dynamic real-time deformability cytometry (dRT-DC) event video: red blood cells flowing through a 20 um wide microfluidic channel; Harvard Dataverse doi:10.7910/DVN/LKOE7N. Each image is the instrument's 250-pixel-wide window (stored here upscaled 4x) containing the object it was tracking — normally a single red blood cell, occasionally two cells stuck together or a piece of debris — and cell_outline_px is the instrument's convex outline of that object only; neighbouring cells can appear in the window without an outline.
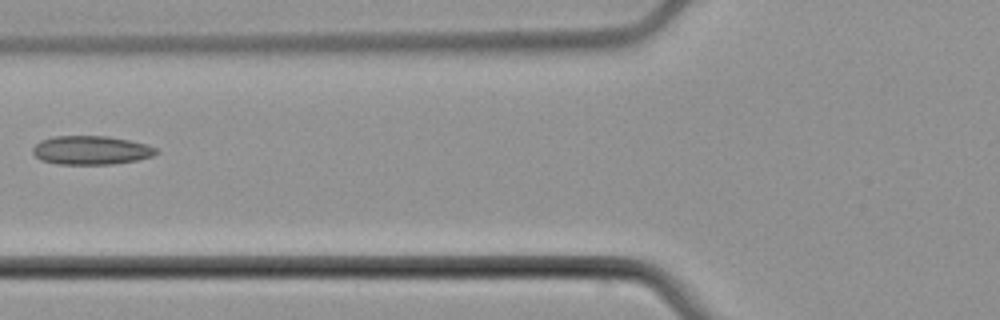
{"species": "common noctule bat (a hibernating species)", "species_latin": "Nyctalus noctula", "temperature_condition": "cold", "stored_images_in_passage": 4, "camera_frame_rate_fps": 3000, "um_per_image_px": 0.085, "animal": {"sex": "male", "body_mass_g": 21.5, "forearm_length_mm": 52.0}, "frame": {"image": 1, "passage_image": 3, "time_ms": 3.667, "image_size_px": [1000, 320], "cell_outline_px": [[160, 152], [152, 156], [136, 160], [112, 164], [56, 164], [40, 160], [32, 152], [32, 148], [40, 140], [52, 136], [108, 136], [148, 144], [156, 148]], "centroid_in_image_um": [7.73, 12.76], "position_along_channel_um": 118.1, "area_um2": 20.81}}
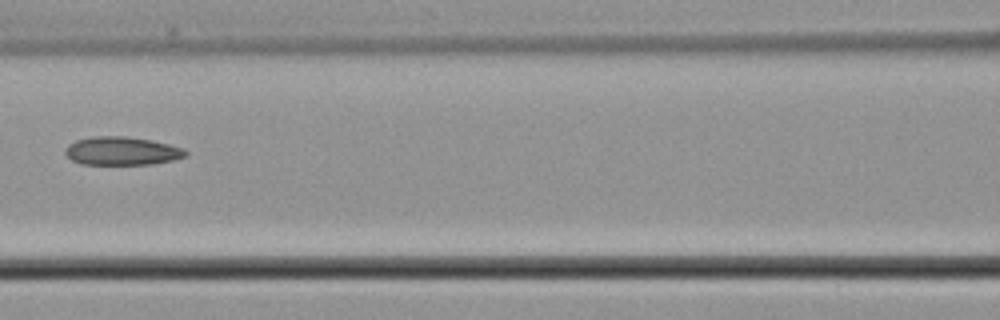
{"frame": {"image": 2, "passage_image": 4, "time_ms": 4.667, "image_size_px": [1000, 320], "cell_outline_px": [[188, 156], [172, 160], [152, 164], [80, 164], [72, 160], [64, 152], [64, 148], [68, 144], [76, 140], [92, 136], [124, 136], [152, 140], [184, 148], [188, 152]], "centroid_in_image_um": [10.36, 12.83], "position_along_channel_um": 156.2, "area_um2": 20.0}}